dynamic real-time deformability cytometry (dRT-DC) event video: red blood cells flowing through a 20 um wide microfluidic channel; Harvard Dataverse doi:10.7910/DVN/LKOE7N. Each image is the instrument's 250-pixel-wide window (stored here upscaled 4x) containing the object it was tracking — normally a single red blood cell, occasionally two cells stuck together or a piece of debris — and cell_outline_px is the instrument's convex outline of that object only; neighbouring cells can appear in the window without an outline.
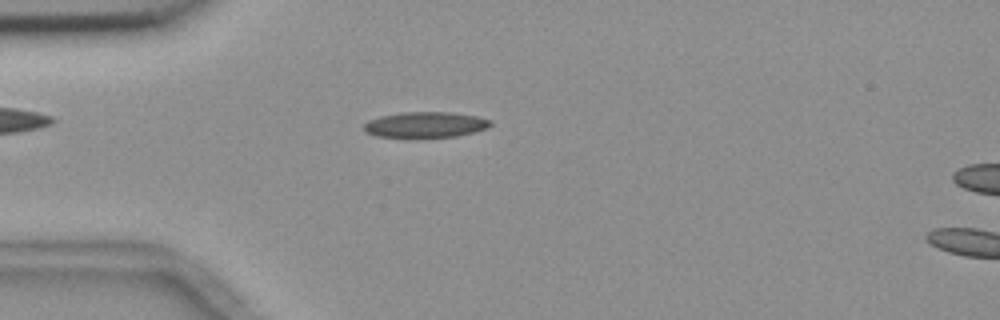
{"species": "common noctule bat (a hibernating species)", "species_latin": "Nyctalus noctula", "temperature_condition": "room temperature", "stored_images_in_passage": 54, "camera_frame_rate_fps": 3000, "um_per_image_px": 0.085, "animal": {"sex": "female", "body_mass_g": 18.4}, "frame": {"image": 1, "passage_image": 14, "time_ms": 4.333, "image_size_px": [1000, 320], "cell_outline_px": [[492, 124], [488, 128], [476, 132], [456, 136], [376, 136], [364, 132], [364, 124], [368, 120], [380, 116], [400, 112], [452, 112], [476, 116], [492, 120]], "centroid_in_image_um": [36.19, 10.58], "position_along_channel_um": 48.8, "area_um2": 18.79}}
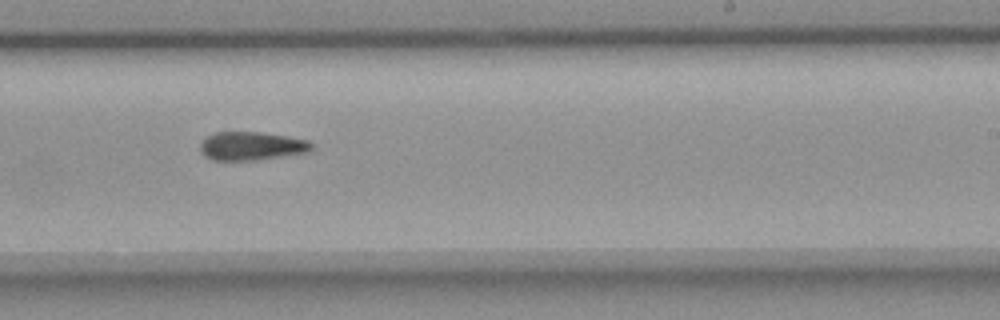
{"frame": {"image": 2, "passage_image": 33, "time_ms": 10.667, "image_size_px": [1000, 320], "cell_outline_px": [[312, 148], [308, 152], [252, 160], [212, 160], [204, 156], [200, 152], [200, 140], [204, 136], [216, 132], [260, 132], [288, 136], [308, 140], [312, 144]], "centroid_in_image_um": [21.31, 12.4], "position_along_channel_um": 267.7, "area_um2": 18.55}}
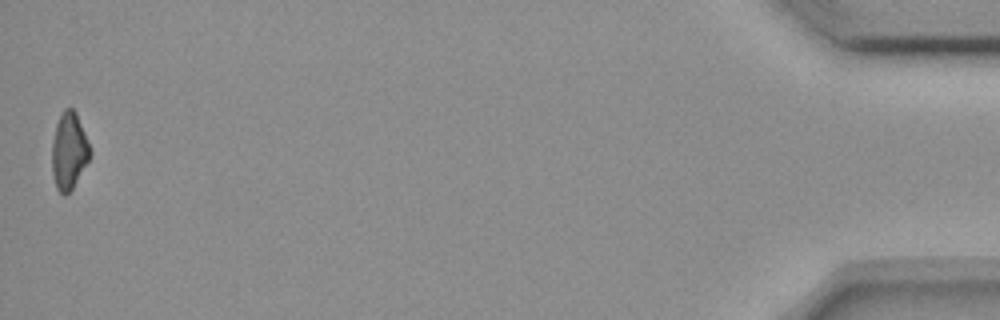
{"frame": {"image": 3, "passage_image": 54, "time_ms": 17.667, "image_size_px": [1000, 320], "cell_outline_px": [[92, 152], [88, 160], [72, 188], [64, 196], [56, 188], [52, 172], [52, 140], [56, 124], [64, 108], [72, 108], [76, 112]], "centroid_in_image_um": [5.85, 12.82], "position_along_channel_um": 429.4, "area_um2": 16.82}}